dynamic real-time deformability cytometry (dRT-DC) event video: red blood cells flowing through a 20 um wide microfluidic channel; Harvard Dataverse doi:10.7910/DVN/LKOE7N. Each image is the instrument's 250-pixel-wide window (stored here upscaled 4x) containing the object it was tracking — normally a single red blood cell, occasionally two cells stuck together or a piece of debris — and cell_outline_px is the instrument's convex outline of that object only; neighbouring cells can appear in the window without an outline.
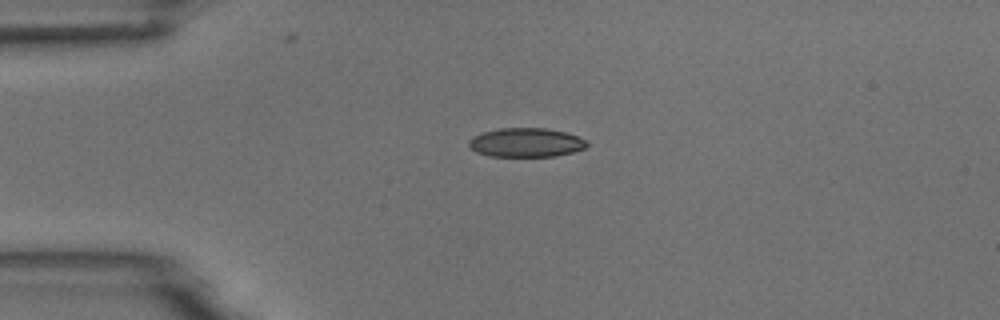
{"species": "common noctule bat (a hibernating species)", "species_latin": "Nyctalus noctula", "temperature_condition": "room temperature", "stored_images_in_passage": 2, "camera_frame_rate_fps": 3000, "um_per_image_px": 0.085, "animal": {"sex": "male", "body_mass_g": 18.8}, "frame": {"image": 1, "passage_image": 1, "time_ms": 0.0, "image_size_px": [1000, 320], "cell_outline_px": [[588, 144], [584, 148], [572, 152], [556, 156], [488, 156], [476, 152], [468, 144], [468, 140], [472, 136], [484, 132], [500, 128], [548, 128], [564, 132], [588, 140]], "centroid_in_image_um": [44.7, 12.11], "position_along_channel_um": 40.3, "area_um2": 19.94}}